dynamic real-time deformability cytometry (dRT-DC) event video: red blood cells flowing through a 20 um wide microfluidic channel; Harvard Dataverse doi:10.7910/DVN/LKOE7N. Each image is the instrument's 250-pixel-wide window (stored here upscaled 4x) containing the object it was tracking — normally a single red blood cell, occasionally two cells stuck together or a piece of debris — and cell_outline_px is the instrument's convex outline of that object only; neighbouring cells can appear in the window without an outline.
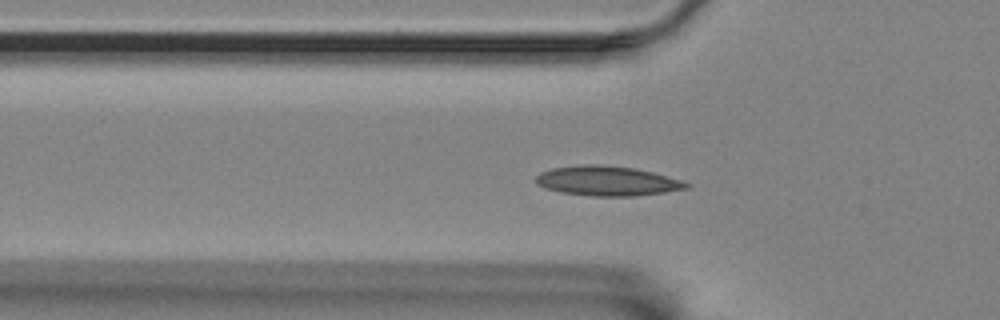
{"species": "Egyptian fruit bat (a non-hibernating species)", "species_latin": "Rousettus aegyptiacus", "temperature_condition": "room temperature", "stored_images_in_passage": 58, "camera_frame_rate_fps": 3000, "um_per_image_px": 0.085, "animal": {"sex": "female"}, "frame": {"image": 1, "passage_image": 18, "time_ms": 5.667, "image_size_px": [1000, 320], "cell_outline_px": [[692, 184], [688, 188], [664, 192], [636, 196], [592, 196], [560, 192], [544, 188], [536, 184], [536, 176], [540, 172], [552, 168], [580, 164], [600, 164], [636, 168], [652, 172], [680, 180]], "centroid_in_image_um": [51.58, 15.37], "position_along_channel_um": 74.2, "area_um2": 26.18}}
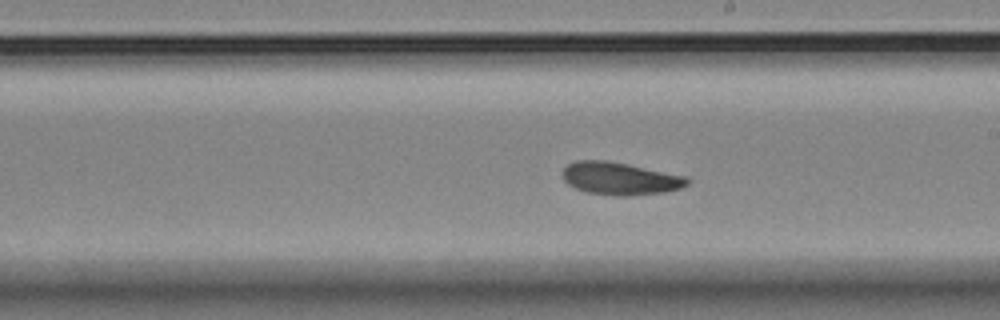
{"frame": {"image": 2, "passage_image": 32, "time_ms": 10.333, "image_size_px": [1000, 320], "cell_outline_px": [[692, 180], [688, 184], [680, 188], [664, 192], [628, 196], [616, 196], [584, 192], [568, 184], [564, 180], [564, 168], [568, 164], [576, 160], [604, 160], [628, 164], [688, 176]], "centroid_in_image_um": [52.74, 15.18], "position_along_channel_um": 236.3, "area_um2": 23.81}}
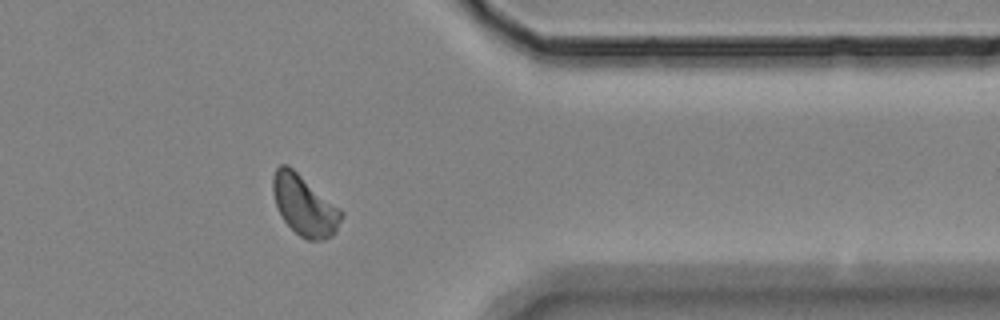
{"frame": {"image": 3, "passage_image": 46, "time_ms": 15.0, "image_size_px": [1000, 320], "cell_outline_px": [[344, 216], [336, 232], [332, 236], [324, 240], [308, 240], [300, 236], [284, 220], [276, 204], [272, 192], [272, 176], [276, 168], [280, 164], [288, 164], [340, 208], [344, 212]], "centroid_in_image_um": [25.89, 17.45], "position_along_channel_um": 385.5, "area_um2": 24.1}, "authors_computed_cell_mechanics": {"area_um2": 23.12, "velocity_mm_per_s": 3.4564, "shape_relaxation_time_tau1_ms": 4.9708, "shape_relaxation_time_tau2_ms": 4.9741, "deformation_change_tau1": 0.1135, "deformation_change_tau2": 0.096}}